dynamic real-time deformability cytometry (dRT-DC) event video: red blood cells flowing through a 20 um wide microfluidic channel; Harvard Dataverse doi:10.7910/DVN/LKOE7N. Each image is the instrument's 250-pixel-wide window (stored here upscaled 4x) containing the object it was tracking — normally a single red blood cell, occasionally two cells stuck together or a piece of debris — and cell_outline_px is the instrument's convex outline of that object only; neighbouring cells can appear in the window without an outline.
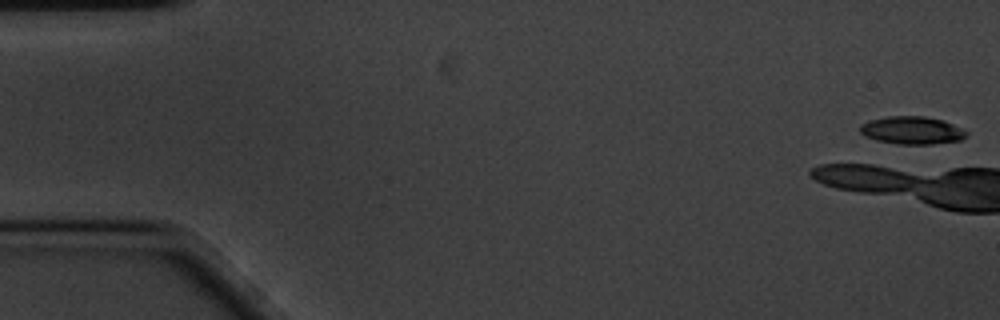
{"species": "common noctule bat (a hibernating species)", "species_latin": "Nyctalus noctula", "temperature_condition": "cold", "stored_images_in_passage": 5, "camera_frame_rate_fps": 3000, "um_per_image_px": 0.085, "animal": {"sex": "male", "body_mass_g": 20.1, "forearm_length_mm": 53.5}, "frame": {"image": 1, "passage_image": 1, "time_ms": 0.0, "image_size_px": [1000, 320], "cell_outline_px": [[968, 136], [960, 140], [932, 144], [900, 144], [876, 140], [864, 136], [860, 132], [860, 124], [872, 120], [888, 116], [924, 116], [940, 120], [952, 124], [968, 132]], "centroid_in_image_um": [77.51, 11.08], "position_along_channel_um": 7.5, "area_um2": 17.05}}